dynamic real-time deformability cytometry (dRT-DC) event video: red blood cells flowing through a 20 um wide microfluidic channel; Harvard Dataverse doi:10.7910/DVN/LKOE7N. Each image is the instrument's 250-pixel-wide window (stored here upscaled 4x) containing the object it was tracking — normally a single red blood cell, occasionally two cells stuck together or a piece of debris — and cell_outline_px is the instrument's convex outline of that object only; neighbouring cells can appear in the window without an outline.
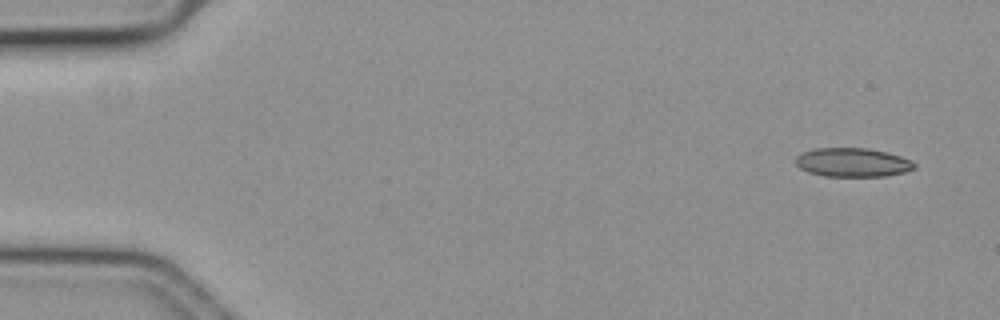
{"species": "common noctule bat (a hibernating species)", "species_latin": "Nyctalus noctula", "temperature_condition": "cold", "stored_images_in_passage": 56, "camera_frame_rate_fps": 3000, "um_per_image_px": 0.085, "animal": {"sex": "female", "body_mass_g": 19.3, "forearm_length_mm": 54.1}, "frame": {"image": 1, "passage_image": 1, "time_ms": 0.0, "image_size_px": [1000, 320], "cell_outline_px": [[916, 168], [904, 172], [884, 176], [824, 176], [808, 172], [800, 168], [796, 164], [796, 156], [804, 152], [816, 148], [868, 148], [900, 156], [916, 164]], "centroid_in_image_um": [72.45, 13.81], "position_along_channel_um": 12.5, "area_um2": 19.77}}
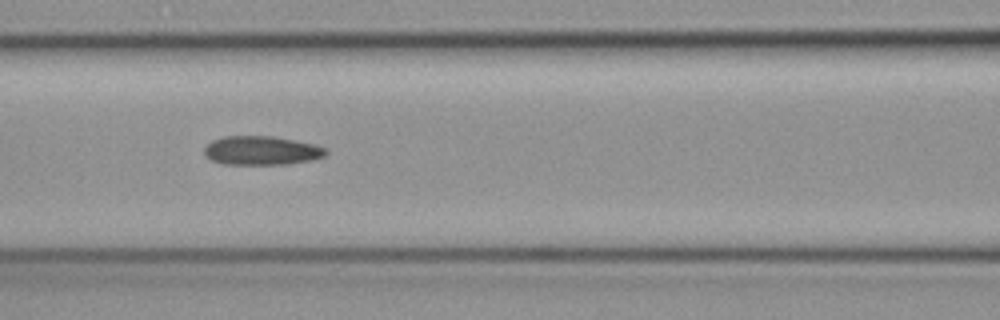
{"frame": {"image": 2, "passage_image": 23, "time_ms": 7.333, "image_size_px": [1000, 320], "cell_outline_px": [[328, 152], [324, 156], [312, 160], [288, 164], [224, 164], [212, 160], [204, 152], [204, 148], [212, 140], [224, 136], [272, 136], [316, 144], [324, 148]], "centroid_in_image_um": [22.25, 12.79], "position_along_channel_um": 144.4, "area_um2": 20.4}}
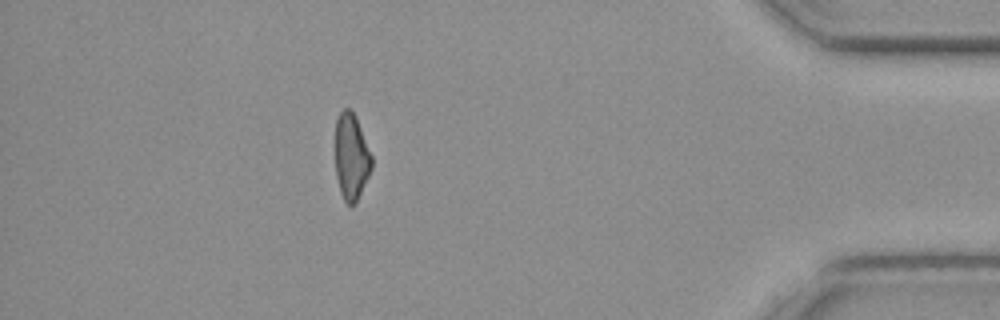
{"frame": {"image": 3, "passage_image": 49, "time_ms": 16.0, "image_size_px": [1000, 320], "cell_outline_px": [[372, 168], [356, 204], [348, 204], [344, 200], [340, 192], [336, 176], [336, 120], [340, 112], [344, 108], [348, 108], [356, 116], [372, 156]], "centroid_in_image_um": [29.87, 13.34], "position_along_channel_um": 405.3, "area_um2": 18.26}, "authors_computed_cell_mechanics": {"area_um2": 20.4612, "velocity_mm_per_s": 3.5869, "shape_relaxation_time_tau1_ms": null, "shape_relaxation_time_tau2_ms": 3.8606, "deformation_change_tau1": null, "deformation_change_tau2": 0.1091}}